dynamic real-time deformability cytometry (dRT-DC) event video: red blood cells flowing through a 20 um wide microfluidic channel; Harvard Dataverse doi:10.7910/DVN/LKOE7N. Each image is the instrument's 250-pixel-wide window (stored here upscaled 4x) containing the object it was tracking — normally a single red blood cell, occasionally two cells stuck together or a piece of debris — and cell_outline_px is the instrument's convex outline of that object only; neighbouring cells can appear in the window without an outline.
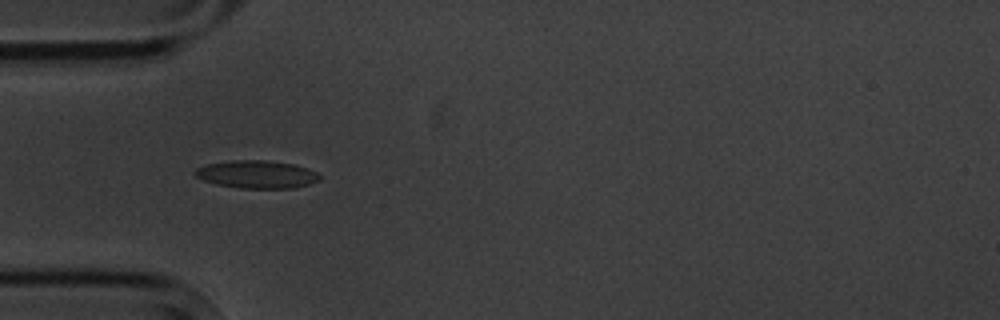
{"species": "common noctule bat (a hibernating species)", "species_latin": "Nyctalus noctula", "temperature_condition": "cold", "stored_images_in_passage": 5, "camera_frame_rate_fps": 3000, "um_per_image_px": 0.085, "animal": {"sex": "male", "body_mass_g": 20.1, "forearm_length_mm": 53.5}, "frame": {"image": 1, "passage_image": 4, "time_ms": 3.667, "image_size_px": [1000, 320], "cell_outline_px": [[320, 180], [308, 184], [292, 188], [240, 188], [216, 184], [204, 180], [196, 176], [192, 172], [196, 168], [208, 164], [228, 160], [264, 160], [296, 164], [308, 168], [316, 172], [320, 176]], "centroid_in_image_um": [21.82, 14.81], "position_along_channel_um": 63.2, "area_um2": 20.23}}
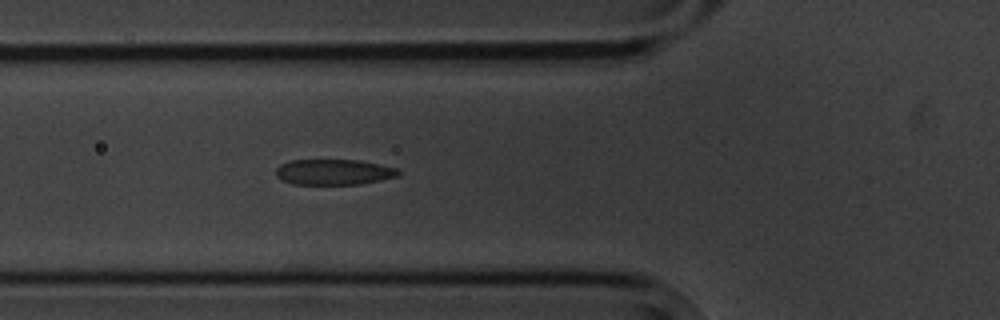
{"frame": {"image": 2, "passage_image": 5, "time_ms": 4.667, "image_size_px": [1000, 320], "cell_outline_px": [[400, 172], [396, 176], [380, 180], [360, 184], [292, 184], [280, 180], [276, 176], [276, 168], [280, 164], [292, 160], [360, 160], [380, 164], [396, 168]], "centroid_in_image_um": [28.33, 14.62], "position_along_channel_um": 97.5, "area_um2": 18.26}}